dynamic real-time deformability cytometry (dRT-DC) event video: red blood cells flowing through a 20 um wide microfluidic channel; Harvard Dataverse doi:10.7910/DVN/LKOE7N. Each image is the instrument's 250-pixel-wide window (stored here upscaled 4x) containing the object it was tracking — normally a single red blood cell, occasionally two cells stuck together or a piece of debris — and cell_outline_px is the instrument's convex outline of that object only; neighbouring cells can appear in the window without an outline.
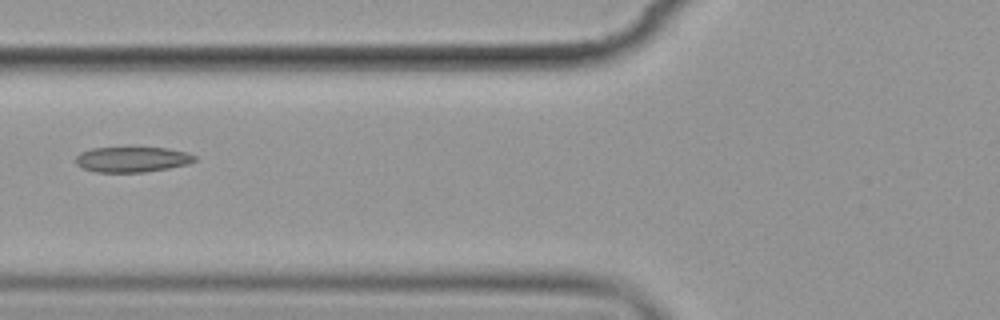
{"species": "common noctule bat (a hibernating species)", "species_latin": "Nyctalus noctula", "temperature_condition": "cold", "stored_images_in_passage": 7, "camera_frame_rate_fps": 3000, "um_per_image_px": 0.085, "animal": {"sex": "female", "body_mass_g": 19.9}, "frame": {"image": 1, "passage_image": 7, "time_ms": 7.0, "image_size_px": [1000, 320], "cell_outline_px": [[196, 160], [188, 164], [168, 168], [144, 172], [96, 172], [84, 168], [76, 164], [76, 156], [80, 152], [92, 148], [168, 148], [184, 152], [196, 156]], "centroid_in_image_um": [11.22, 13.55], "position_along_channel_um": 114.6, "area_um2": 17.4}}